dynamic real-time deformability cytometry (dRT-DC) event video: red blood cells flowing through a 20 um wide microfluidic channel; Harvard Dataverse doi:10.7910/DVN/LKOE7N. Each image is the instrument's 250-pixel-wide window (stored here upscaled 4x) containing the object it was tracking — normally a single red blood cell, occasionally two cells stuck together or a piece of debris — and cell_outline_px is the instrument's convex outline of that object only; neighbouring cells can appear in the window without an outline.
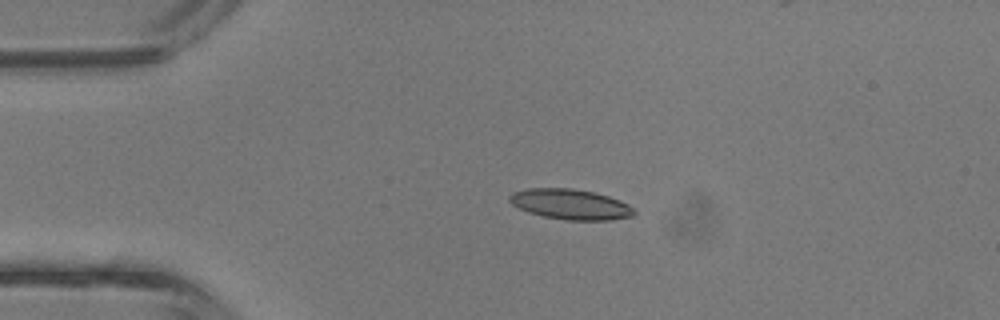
{"species": "common noctule bat (a hibernating species)", "species_latin": "Nyctalus noctula", "temperature_condition": "room temperature", "stored_images_in_passage": 31, "camera_frame_rate_fps": 3000, "um_per_image_px": 0.085, "animal": {"sex": "male", "body_mass_g": 13.3}, "frame": {"image": 1, "passage_image": 2, "time_ms": 0.333, "image_size_px": [1000, 320], "cell_outline_px": [[636, 212], [632, 216], [612, 220], [564, 220], [544, 216], [528, 212], [512, 204], [508, 200], [508, 196], [512, 192], [528, 188], [572, 188], [596, 192], [620, 200], [628, 204]], "centroid_in_image_um": [48.48, 17.36], "position_along_channel_um": 36.5, "area_um2": 22.14}}
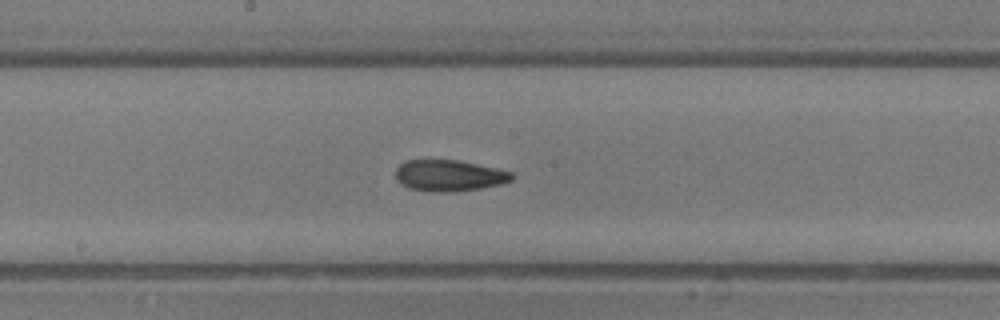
{"frame": {"image": 2, "passage_image": 15, "time_ms": 4.667, "image_size_px": [1000, 320], "cell_outline_px": [[512, 180], [500, 184], [480, 188], [452, 192], [432, 192], [408, 188], [400, 184], [396, 180], [396, 168], [404, 160], [456, 160], [496, 168], [512, 172]], "centroid_in_image_um": [38.12, 14.93], "position_along_channel_um": 210.1, "area_um2": 21.15}}
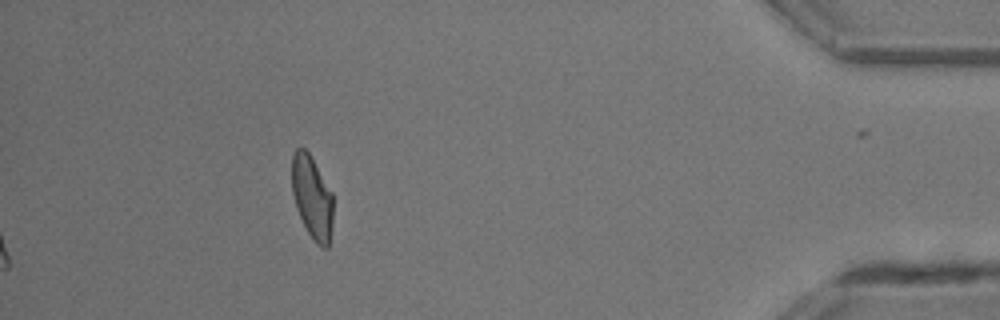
{"frame": {"image": 3, "passage_image": 31, "time_ms": 10.0, "image_size_px": [1000, 320], "cell_outline_px": [[332, 228], [328, 248], [324, 248], [316, 244], [308, 232], [296, 208], [292, 192], [292, 156], [296, 148], [304, 148], [308, 152], [332, 192]], "centroid_in_image_um": [26.52, 16.79], "position_along_channel_um": 408.7, "area_um2": 19.77}, "authors_computed_cell_mechanics": {"area_um2": 21.2126, "velocity_mm_per_s": 4.8208, "shape_relaxation_time_tau1_ms": 5.4755, "shape_relaxation_time_tau2_ms": 2.5226, "deformation_change_tau1": 0.1653, "deformation_change_tau2": 0.1022}}